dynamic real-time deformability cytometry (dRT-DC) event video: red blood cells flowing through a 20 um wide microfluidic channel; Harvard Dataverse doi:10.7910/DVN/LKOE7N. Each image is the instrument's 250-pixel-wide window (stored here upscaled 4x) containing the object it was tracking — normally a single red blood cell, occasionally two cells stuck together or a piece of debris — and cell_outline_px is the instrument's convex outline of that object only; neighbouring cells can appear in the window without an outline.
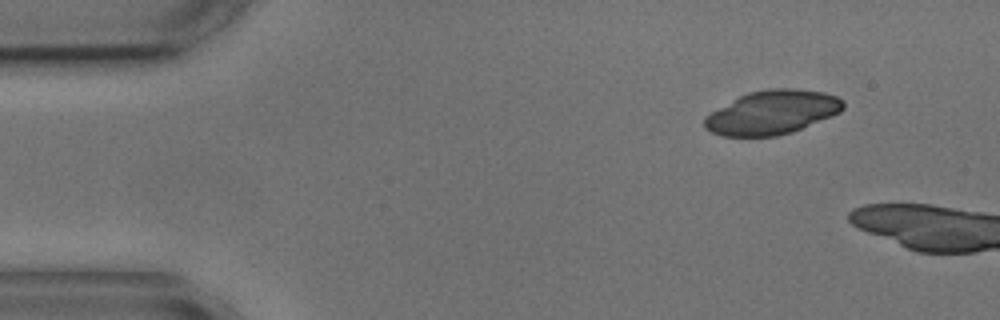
{"species": "common noctule bat (a hibernating species)", "species_latin": "Nyctalus noctula", "temperature_condition": "cold", "stored_images_in_passage": 2, "camera_frame_rate_fps": 3000, "um_per_image_px": 0.085, "animal": {"sex": "male", "body_mass_g": 17.9, "forearm_length_mm": 54.2}, "frame": {"image": 1, "passage_image": 1, "time_ms": 0.0, "image_size_px": [1000, 320], "cell_outline_px": [[844, 108], [840, 112], [832, 116], [792, 132], [776, 136], [724, 136], [712, 132], [704, 128], [704, 116], [740, 96], [748, 92], [768, 88], [792, 88], [824, 92], [836, 96], [844, 100]], "centroid_in_image_um": [65.65, 9.55], "position_along_channel_um": 19.3, "area_um2": 35.43}}